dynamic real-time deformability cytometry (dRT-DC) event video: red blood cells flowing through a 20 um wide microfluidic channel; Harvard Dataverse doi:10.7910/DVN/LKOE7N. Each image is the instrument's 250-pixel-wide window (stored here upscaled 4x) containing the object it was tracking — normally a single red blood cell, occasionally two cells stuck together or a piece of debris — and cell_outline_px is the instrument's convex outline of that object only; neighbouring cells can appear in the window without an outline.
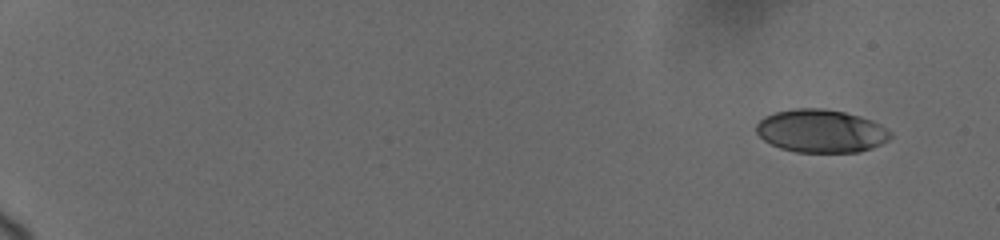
{"species": "human", "species_latin": "Homo sapiens", "temperature_condition": "cold", "stored_images_in_passage": 56, "camera_frame_rate_fps": 3000, "um_per_image_px": 0.085, "donor": {"sex": "female"}, "frame": {"image": 1, "passage_image": 1, "time_ms": 0.0, "image_size_px": [1000, 240], "cell_outline_px": [[892, 136], [888, 140], [872, 148], [860, 152], [796, 152], [780, 148], [764, 140], [756, 132], [756, 124], [764, 116], [776, 112], [796, 108], [820, 108], [844, 112], [860, 116], [872, 120], [880, 124], [892, 132]], "centroid_in_image_um": [69.8, 11.14], "position_along_channel_um": 15.2, "area_um2": 33.7}}
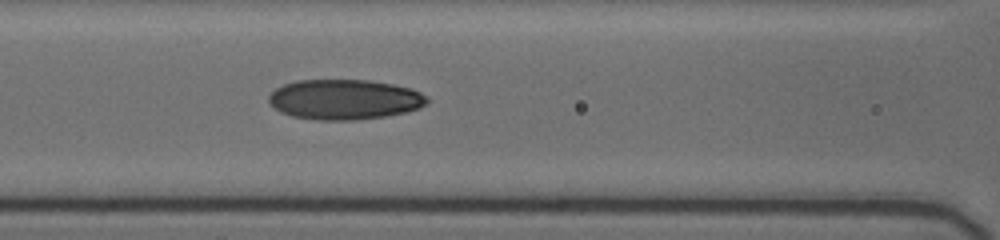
{"frame": {"image": 2, "passage_image": 32, "time_ms": 8.333, "image_size_px": [1000, 240], "cell_outline_px": [[428, 104], [420, 108], [408, 112], [384, 116], [356, 120], [320, 120], [292, 116], [280, 112], [268, 100], [268, 96], [276, 88], [284, 84], [296, 80], [368, 80], [392, 84], [412, 88], [428, 96]], "centroid_in_image_um": [29.32, 8.45], "position_along_channel_um": 137.3, "area_um2": 37.17}}
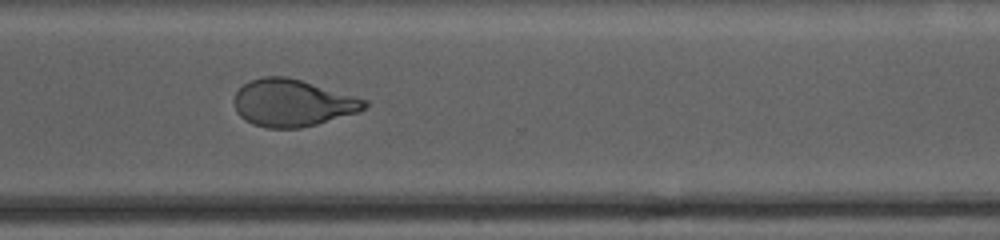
{"frame": {"image": 3, "passage_image": 55, "time_ms": 14.0, "image_size_px": [1000, 240], "cell_outline_px": [[368, 104], [364, 108], [356, 112], [316, 124], [300, 128], [268, 128], [252, 124], [244, 120], [236, 112], [232, 100], [236, 92], [244, 84], [252, 80], [264, 76], [288, 76], [368, 100]], "centroid_in_image_um": [24.81, 8.74], "position_along_channel_um": 345.8, "area_um2": 35.66}}